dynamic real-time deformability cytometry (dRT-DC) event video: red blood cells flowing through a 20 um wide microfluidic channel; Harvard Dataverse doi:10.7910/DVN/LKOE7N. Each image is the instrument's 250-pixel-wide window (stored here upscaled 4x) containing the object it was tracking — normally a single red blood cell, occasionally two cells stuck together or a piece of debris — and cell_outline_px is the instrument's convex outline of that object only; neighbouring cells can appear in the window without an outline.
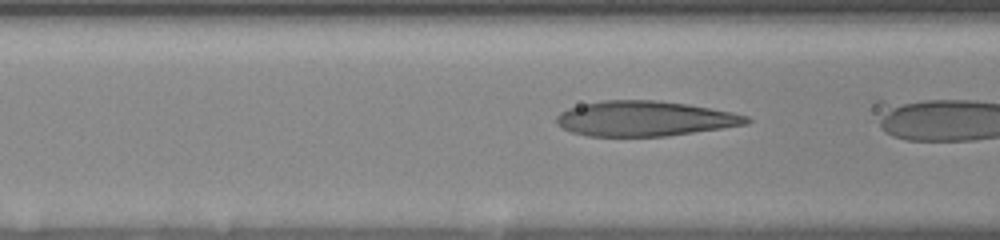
{"species": "human", "species_latin": "Homo sapiens", "temperature_condition": "room temperature", "stored_images_in_passage": 9, "camera_frame_rate_fps": 3000, "um_per_image_px": 0.085, "donor": {"sex": "female"}, "frame": {"image": 1, "passage_image": 7, "time_ms": 2.0, "image_size_px": [1000, 240], "cell_outline_px": [[752, 120], [748, 124], [668, 136], [588, 136], [572, 132], [560, 128], [556, 124], [556, 116], [560, 112], [568, 108], [584, 104], [604, 100], [656, 100], [688, 104], [732, 112], [748, 116]], "centroid_in_image_um": [54.78, 10.08], "position_along_channel_um": 111.8, "area_um2": 38.96}}